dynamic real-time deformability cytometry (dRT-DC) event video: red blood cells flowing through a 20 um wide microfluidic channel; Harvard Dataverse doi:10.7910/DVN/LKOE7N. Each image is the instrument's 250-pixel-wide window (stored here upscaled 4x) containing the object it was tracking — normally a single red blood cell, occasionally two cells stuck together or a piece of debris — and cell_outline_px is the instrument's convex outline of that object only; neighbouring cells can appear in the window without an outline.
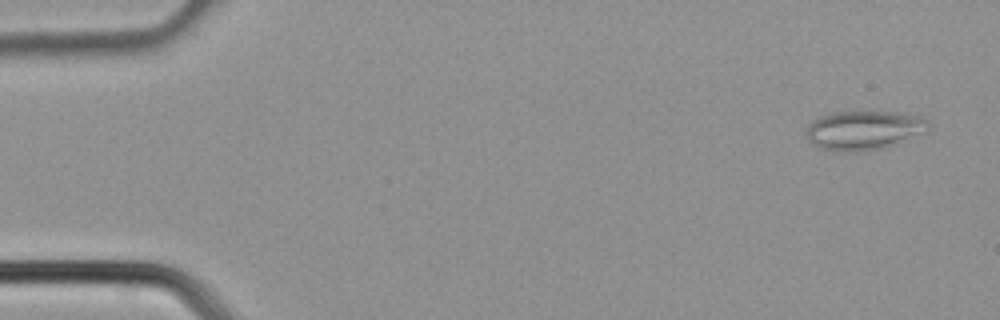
{"species": "common noctule bat (a hibernating species)", "species_latin": "Nyctalus noctula", "temperature_condition": "cold", "stored_images_in_passage": 4, "camera_frame_rate_fps": 3000, "um_per_image_px": 0.085, "animal": {"sex": "male", "body_mass_g": 21.5, "forearm_length_mm": 52.0}, "frame": {"image": 1, "passage_image": 1, "time_ms": 0.0, "image_size_px": [1000, 320], "cell_outline_px": [[928, 132], [896, 144], [884, 148], [860, 152], [836, 152], [820, 148], [808, 140], [808, 124], [820, 116], [832, 112], [856, 108], [892, 112], [920, 116], [928, 120]], "centroid_in_image_um": [73.44, 11.04], "position_along_channel_um": 11.6, "area_um2": 28.9}}